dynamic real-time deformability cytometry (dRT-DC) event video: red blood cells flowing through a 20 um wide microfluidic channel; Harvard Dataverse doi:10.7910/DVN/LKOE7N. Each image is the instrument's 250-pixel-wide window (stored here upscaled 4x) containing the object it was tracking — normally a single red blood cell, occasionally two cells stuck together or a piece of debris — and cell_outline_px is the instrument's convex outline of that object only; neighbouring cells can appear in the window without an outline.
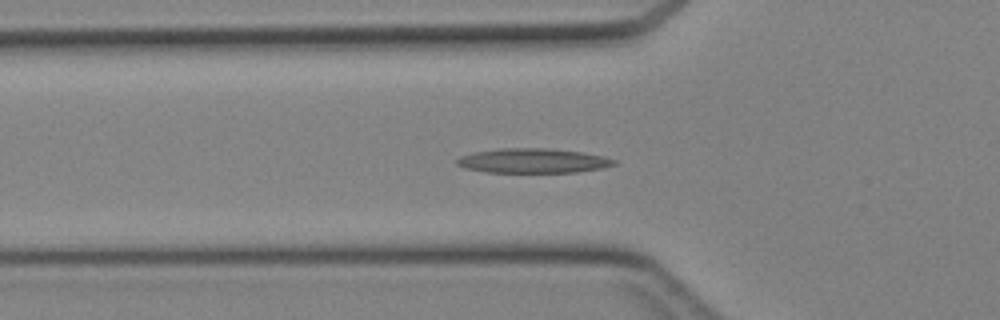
{"species": "Egyptian fruit bat (a non-hibernating species)", "species_latin": "Rousettus aegyptiacus", "temperature_condition": "cold", "stored_images_in_passage": 44, "segment_of_instrument_passage": [1, 2], "camera_frame_rate_fps": 3000, "um_per_image_px": 0.085, "animal": {"sex": "female"}, "frame": {"image": 1, "passage_image": 14, "time_ms": 4.333, "image_size_px": [1000, 320], "cell_outline_px": [[616, 164], [604, 168], [576, 172], [488, 172], [464, 168], [456, 164], [456, 160], [460, 156], [472, 152], [500, 148], [548, 148], [584, 152], [604, 156], [616, 160]], "centroid_in_image_um": [45.31, 13.65], "position_along_channel_um": 80.5, "area_um2": 22.66}}
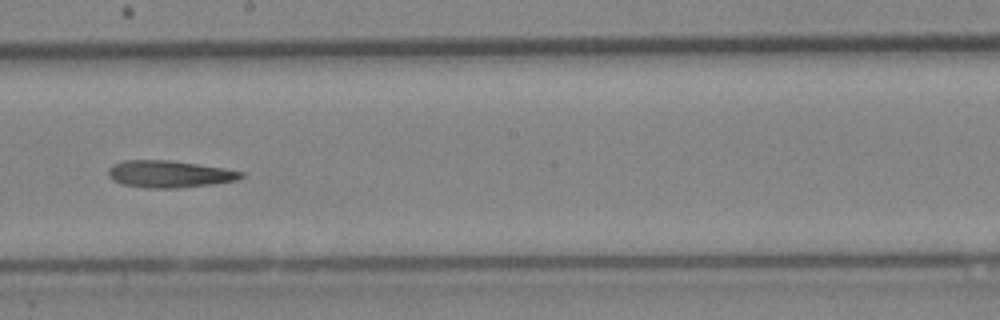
{"frame": {"image": 2, "passage_image": 24, "time_ms": 7.667, "image_size_px": [1000, 320], "cell_outline_px": [[244, 176], [236, 180], [212, 184], [176, 188], [148, 188], [124, 184], [112, 180], [108, 176], [108, 168], [112, 164], [124, 160], [168, 160], [224, 168], [244, 172]], "centroid_in_image_um": [14.36, 14.79], "position_along_channel_um": 233.8, "area_um2": 20.81}}
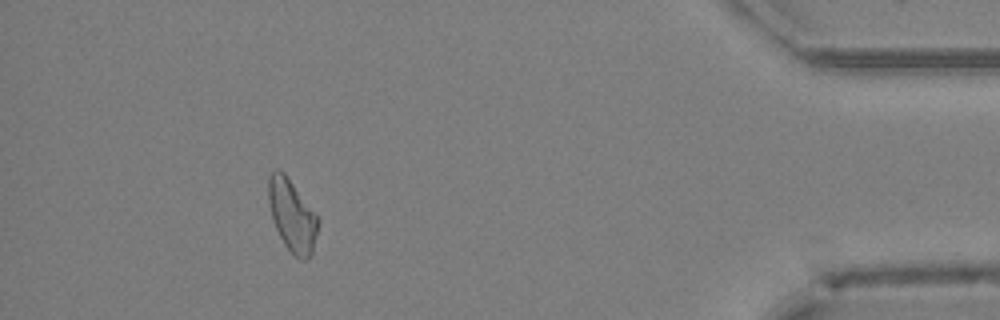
{"frame": {"image": 3, "passage_image": 39, "time_ms": 12.667, "image_size_px": [1000, 320], "cell_outline_px": [[320, 220], [312, 252], [304, 260], [300, 260], [292, 256], [284, 244], [272, 220], [268, 200], [268, 176], [276, 168], [284, 172]], "centroid_in_image_um": [24.81, 18.33], "position_along_channel_um": 410.4, "area_um2": 20.75}}